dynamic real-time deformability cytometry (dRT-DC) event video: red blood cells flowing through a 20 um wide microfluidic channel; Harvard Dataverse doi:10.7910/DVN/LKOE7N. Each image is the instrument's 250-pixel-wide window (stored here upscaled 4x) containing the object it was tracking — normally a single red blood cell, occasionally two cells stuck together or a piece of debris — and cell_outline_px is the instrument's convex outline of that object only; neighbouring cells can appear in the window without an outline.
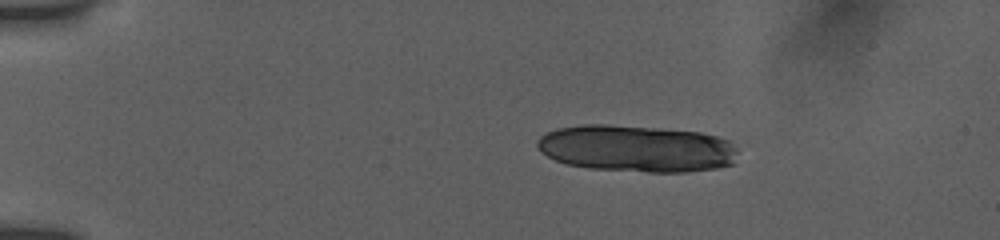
{"species": "human", "species_latin": "Homo sapiens", "temperature_condition": "room temperature", "stored_images_in_passage": 8, "segment_of_instrument_passage": [1, 2], "camera_frame_rate_fps": 3000, "um_per_image_px": 0.085, "donor": {"sex": "female"}, "frame": {"image": 1, "passage_image": 1, "time_ms": 0.0, "image_size_px": [1000, 240], "cell_outline_px": [[736, 152], [732, 164], [720, 168], [688, 172], [648, 172], [588, 168], [568, 164], [556, 160], [540, 152], [536, 144], [536, 140], [540, 136], [556, 128], [580, 124], [608, 124], [660, 128], [700, 132], [716, 136], [728, 140], [736, 148]], "centroid_in_image_um": [54.08, 12.62], "position_along_channel_um": 30.9, "area_um2": 55.14}}